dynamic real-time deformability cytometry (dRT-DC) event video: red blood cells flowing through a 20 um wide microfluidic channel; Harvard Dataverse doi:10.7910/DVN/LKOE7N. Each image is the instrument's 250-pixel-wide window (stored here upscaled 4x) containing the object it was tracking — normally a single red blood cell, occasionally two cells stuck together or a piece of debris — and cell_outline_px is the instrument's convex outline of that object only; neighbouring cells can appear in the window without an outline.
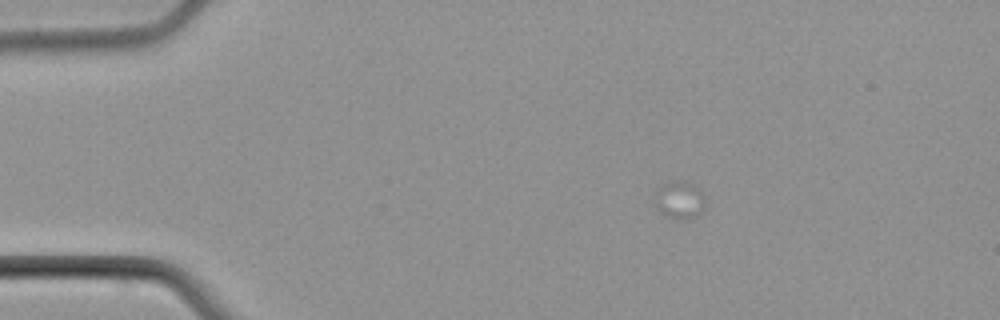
{"species": "common noctule bat (a hibernating species)", "species_latin": "Nyctalus noctula", "temperature_condition": "cold", "stored_images_in_passage": 3, "camera_frame_rate_fps": 3000, "um_per_image_px": 0.085, "animal": {"sex": "male", "body_mass_g": 21.5, "forearm_length_mm": 52.0}, "frame": {"image": 1, "passage_image": 1, "time_ms": 0.0, "image_size_px": [1000, 320], "cell_outline_px": [[704, 208], [700, 212], [688, 220], [668, 216], [660, 212], [656, 204], [656, 188], [660, 184], [668, 180], [684, 180], [696, 184], [700, 188], [704, 196]], "centroid_in_image_um": [57.77, 16.92], "position_along_channel_um": 27.2, "area_um2": 11.27}}